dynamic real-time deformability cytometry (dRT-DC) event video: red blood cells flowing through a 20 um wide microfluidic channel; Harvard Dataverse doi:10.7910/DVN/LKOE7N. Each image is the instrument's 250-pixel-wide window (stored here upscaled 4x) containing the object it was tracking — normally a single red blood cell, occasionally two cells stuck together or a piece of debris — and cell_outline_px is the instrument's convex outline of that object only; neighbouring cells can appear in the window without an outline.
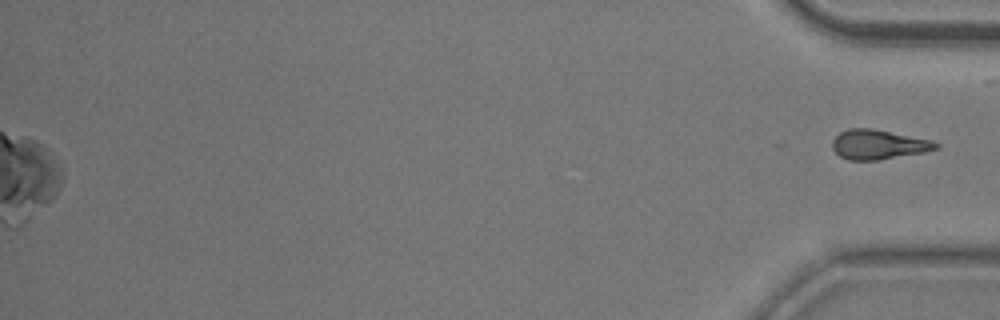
{"species": "common noctule bat (a hibernating species)", "species_latin": "Nyctalus noctula", "temperature_condition": "room temperature", "stored_images_in_passage": 44, "camera_frame_rate_fps": 3000, "um_per_image_px": 0.085, "animal": {"sex": "male", "body_mass_g": 20.5, "forearm_length_mm": 52.5}, "frame": {"image": 1, "passage_image": 44, "time_ms": 14.333, "image_size_px": [1000, 320], "cell_outline_px": [[940, 148], [924, 152], [880, 160], [848, 160], [840, 156], [832, 148], [832, 140], [840, 132], [848, 128], [872, 128], [932, 140], [940, 144]], "centroid_in_image_um": [74.67, 12.28], "position_along_channel_um": 360.5, "area_um2": 17.98}}